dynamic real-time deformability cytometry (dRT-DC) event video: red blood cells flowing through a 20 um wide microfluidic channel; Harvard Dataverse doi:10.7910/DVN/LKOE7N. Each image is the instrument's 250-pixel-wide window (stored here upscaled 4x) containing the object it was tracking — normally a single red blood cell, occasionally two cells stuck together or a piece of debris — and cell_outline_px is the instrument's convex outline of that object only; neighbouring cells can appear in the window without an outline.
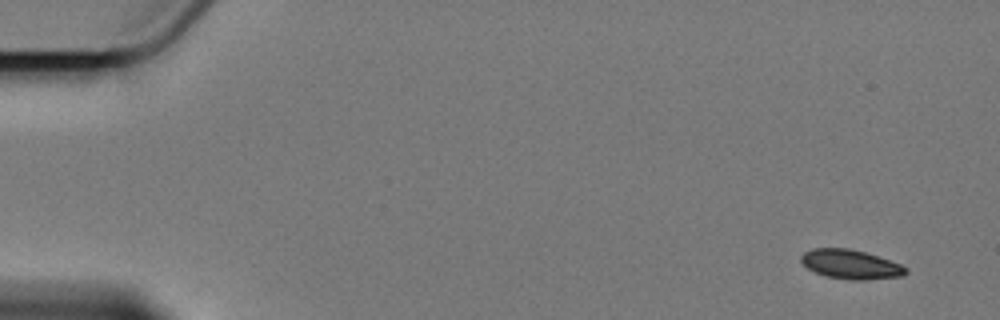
{"species": "Egyptian fruit bat (a non-hibernating species)", "species_latin": "Rousettus aegyptiacus", "temperature_condition": "cold", "stored_images_in_passage": 5, "camera_frame_rate_fps": 3000, "um_per_image_px": 0.085, "animal": {"sex": "female"}, "frame": {"image": 1, "passage_image": 1, "time_ms": 0.0, "image_size_px": [1000, 320], "cell_outline_px": [[908, 272], [904, 276], [864, 280], [852, 280], [824, 276], [808, 268], [800, 260], [800, 256], [804, 252], [812, 248], [848, 248], [864, 252], [900, 264], [908, 268]], "centroid_in_image_um": [72.3, 22.47], "position_along_channel_um": 12.7, "area_um2": 17.8}}
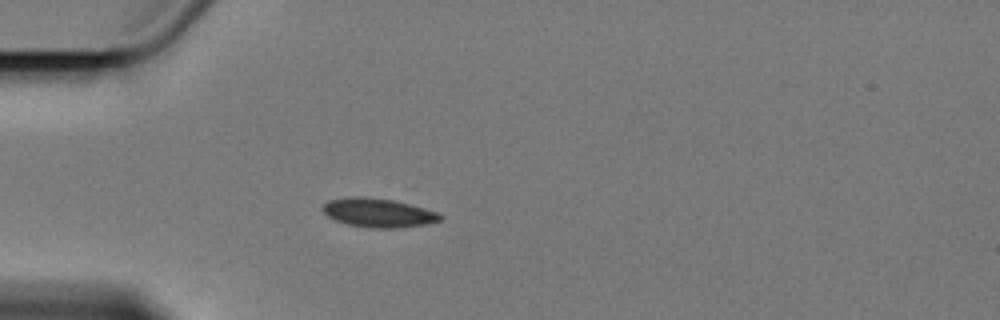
{"frame": {"image": 2, "passage_image": 4, "time_ms": 4.667, "image_size_px": [1000, 320], "cell_outline_px": [[444, 216], [440, 220], [428, 224], [396, 228], [372, 228], [348, 224], [336, 220], [328, 216], [320, 208], [328, 200], [348, 196], [364, 196], [392, 200], [440, 212]], "centroid_in_image_um": [32.16, 18.08], "position_along_channel_um": 52.8, "area_um2": 19.88}}